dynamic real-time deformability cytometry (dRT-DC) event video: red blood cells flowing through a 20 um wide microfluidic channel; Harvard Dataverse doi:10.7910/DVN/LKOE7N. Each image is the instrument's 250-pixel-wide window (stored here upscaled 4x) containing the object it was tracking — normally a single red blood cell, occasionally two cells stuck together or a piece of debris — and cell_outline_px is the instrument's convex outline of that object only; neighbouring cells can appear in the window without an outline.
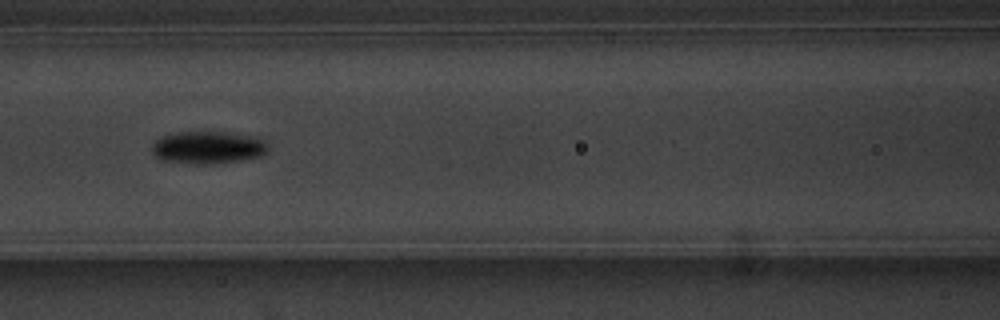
{"species": "common noctule bat (a hibernating species)", "species_latin": "Nyctalus noctula", "temperature_condition": "warm", "stored_images_in_passage": 8, "camera_frame_rate_fps": 3000, "um_per_image_px": 0.085, "animal": {"sex": "male", "body_mass_g": 20.1, "forearm_length_mm": 53.5}, "frame": {"image": 1, "passage_image": 7, "time_ms": 7.0, "image_size_px": [1000, 320], "cell_outline_px": [[268, 148], [260, 156], [240, 160], [216, 164], [196, 164], [160, 160], [152, 152], [152, 144], [160, 136], [180, 132], [220, 132], [248, 136], [264, 140], [268, 144]], "centroid_in_image_um": [17.62, 12.55], "position_along_channel_um": 149.0, "area_um2": 21.79}}